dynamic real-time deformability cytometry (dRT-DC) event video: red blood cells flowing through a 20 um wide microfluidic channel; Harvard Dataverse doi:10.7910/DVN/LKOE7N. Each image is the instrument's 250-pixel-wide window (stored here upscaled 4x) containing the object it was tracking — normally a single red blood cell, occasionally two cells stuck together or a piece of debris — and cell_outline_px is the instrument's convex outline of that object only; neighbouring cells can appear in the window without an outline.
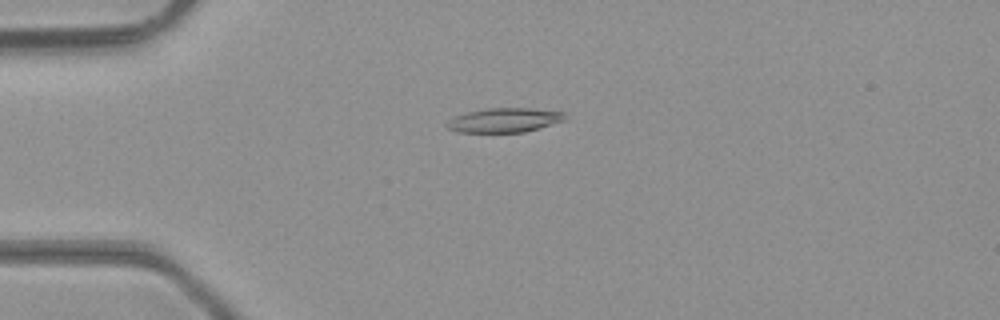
{"species": "common noctule bat (a hibernating species)", "species_latin": "Nyctalus noctula", "temperature_condition": "room temperature", "stored_images_in_passage": 47, "camera_frame_rate_fps": 3000, "um_per_image_px": 0.085, "animal": {"sex": "male", "body_mass_g": 23.1, "forearm_length_mm": 52.7}, "frame": {"image": 1, "passage_image": 12, "time_ms": 3.667, "image_size_px": [1000, 320], "cell_outline_px": [[564, 120], [540, 128], [524, 132], [456, 132], [448, 128], [444, 124], [448, 120], [456, 116], [468, 112], [488, 108], [532, 108], [564, 112]], "centroid_in_image_um": [42.85, 10.21], "position_along_channel_um": 42.2, "area_um2": 16.65}}
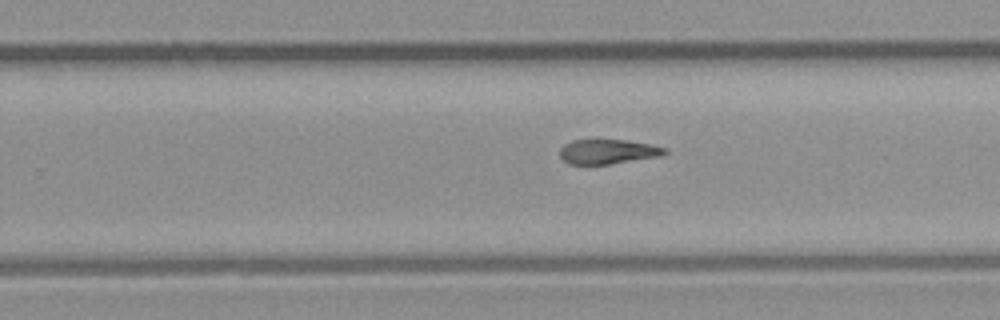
{"frame": {"image": 2, "passage_image": 30, "time_ms": 9.667, "image_size_px": [1000, 320], "cell_outline_px": [[668, 152], [660, 156], [608, 164], [568, 164], [560, 156], [560, 148], [564, 144], [572, 140], [624, 140], [648, 144], [668, 148]], "centroid_in_image_um": [51.65, 12.89], "position_along_channel_um": 278.1, "area_um2": 14.91}}
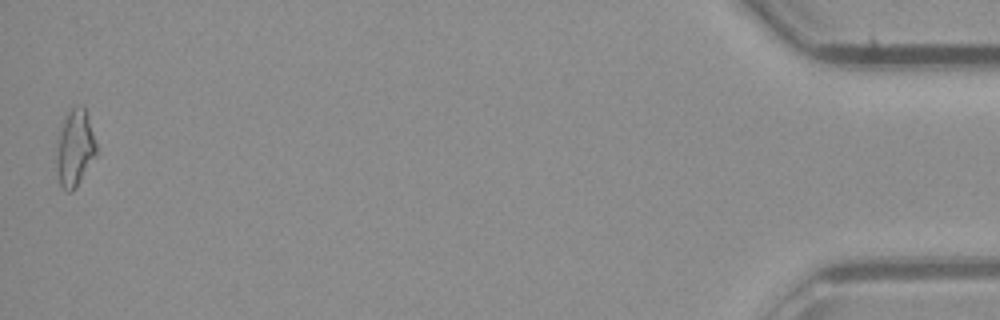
{"frame": {"image": 3, "passage_image": 47, "time_ms": 15.333, "image_size_px": [1000, 320], "cell_outline_px": [[96, 156], [72, 192], [68, 192], [60, 184], [60, 132], [64, 120], [68, 112], [72, 108], [84, 108], [96, 144]], "centroid_in_image_um": [6.43, 12.6], "position_along_channel_um": 428.8, "area_um2": 16.13}, "authors_computed_cell_mechanics": {"area_um2": 16.5308, "velocity_mm_per_s": 4.3738, "shape_relaxation_time_tau1_ms": null, "shape_relaxation_time_tau2_ms": 5.2821, "deformation_change_tau1": null, "deformation_change_tau2": 0.1373}}